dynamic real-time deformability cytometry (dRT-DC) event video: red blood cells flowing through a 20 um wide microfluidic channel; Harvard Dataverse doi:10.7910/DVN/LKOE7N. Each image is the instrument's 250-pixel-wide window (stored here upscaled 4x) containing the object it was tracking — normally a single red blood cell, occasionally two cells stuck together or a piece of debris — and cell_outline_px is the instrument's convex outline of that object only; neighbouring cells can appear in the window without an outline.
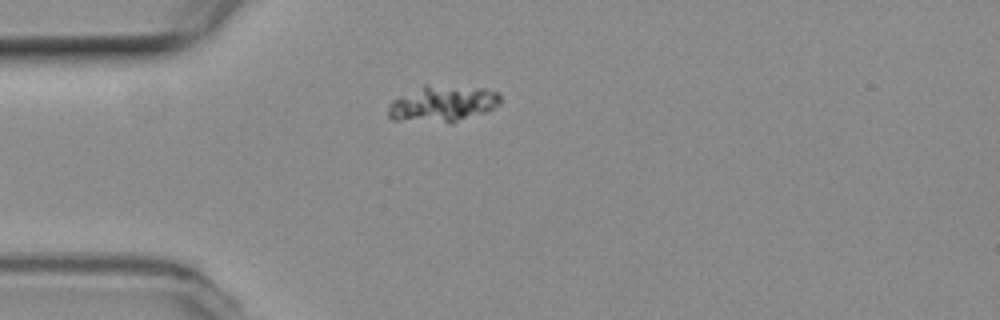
{"species": "common noctule bat (a hibernating species)", "species_latin": "Nyctalus noctula", "temperature_condition": "room temperature", "stored_images_in_passage": 32, "camera_frame_rate_fps": 3000, "um_per_image_px": 0.085, "animal": {"sex": "female", "body_mass_g": 19.3, "forearm_length_mm": 54.1}, "frame": {"image": 1, "passage_image": 1, "time_ms": 0.0, "image_size_px": [1000, 320], "cell_outline_px": [[500, 104], [484, 112], [452, 124], [448, 124], [392, 120], [388, 116], [388, 104], [392, 100], [424, 84], [428, 84], [484, 88], [500, 92]], "centroid_in_image_um": [37.6, 8.83], "position_along_channel_um": 47.4, "area_um2": 24.28}}
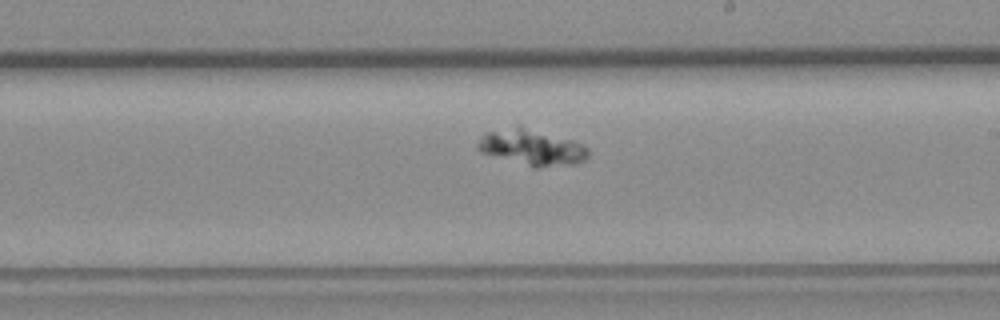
{"frame": {"image": 2, "passage_image": 18, "time_ms": 5.667, "image_size_px": [1000, 320], "cell_outline_px": [[588, 156], [584, 160], [572, 164], [536, 168], [532, 168], [480, 152], [476, 148], [476, 144], [480, 136], [484, 132], [520, 124], [572, 140], [584, 144], [588, 148]], "centroid_in_image_um": [45.15, 12.5], "position_along_channel_um": 243.9, "area_um2": 23.76}}
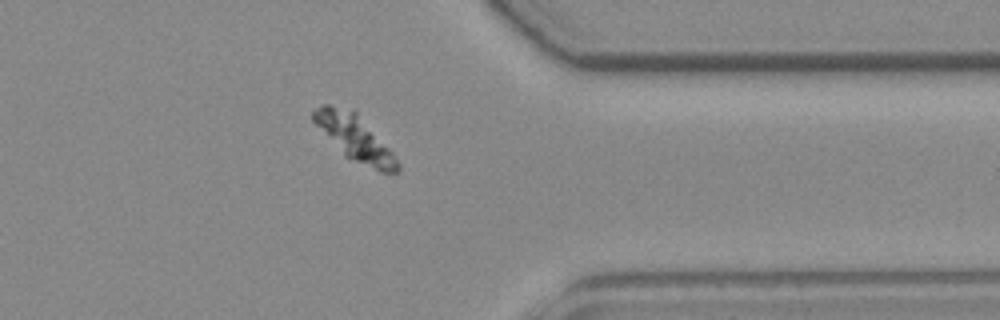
{"frame": {"image": 3, "passage_image": 30, "time_ms": 9.667, "image_size_px": [1000, 320], "cell_outline_px": [[400, 172], [380, 172], [344, 156], [312, 120], [312, 112], [320, 104], [332, 104], [356, 112], [392, 152], [400, 164]], "centroid_in_image_um": [30.14, 11.72], "position_along_channel_um": 381.3, "area_um2": 21.96}}